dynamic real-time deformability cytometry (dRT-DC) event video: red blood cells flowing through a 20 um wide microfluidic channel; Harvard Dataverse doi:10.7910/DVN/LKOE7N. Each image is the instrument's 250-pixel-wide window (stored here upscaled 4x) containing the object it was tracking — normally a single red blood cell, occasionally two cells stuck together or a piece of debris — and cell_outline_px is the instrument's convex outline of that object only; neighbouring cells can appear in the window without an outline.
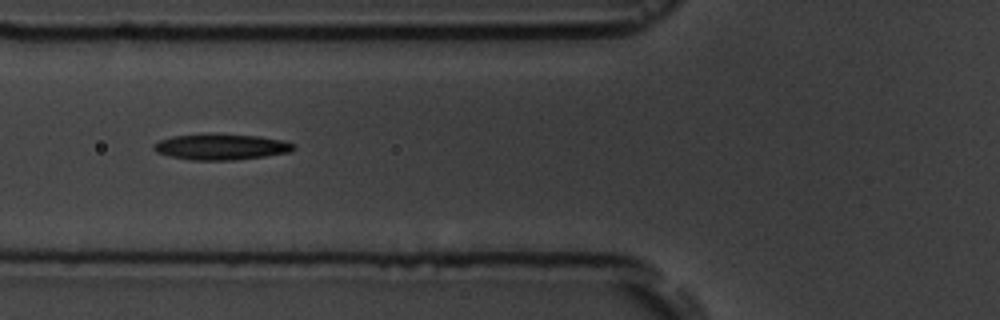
{"species": "common noctule bat (a hibernating species)", "species_latin": "Nyctalus noctula", "temperature_condition": "room temperature", "stored_images_in_passage": 17, "camera_frame_rate_fps": 3000, "um_per_image_px": 0.085, "animal": {"sex": "male", "body_mass_g": 19.5, "forearm_length_mm": 54.6}, "frame": {"image": 1, "passage_image": 8, "time_ms": 8.333, "image_size_px": [1000, 320], "cell_outline_px": [[296, 148], [292, 152], [236, 160], [192, 160], [172, 156], [156, 152], [152, 148], [152, 144], [160, 140], [172, 136], [208, 132], [260, 136], [284, 140], [296, 144]], "centroid_in_image_um": [18.82, 12.45], "position_along_channel_um": 107.0, "area_um2": 21.68}}
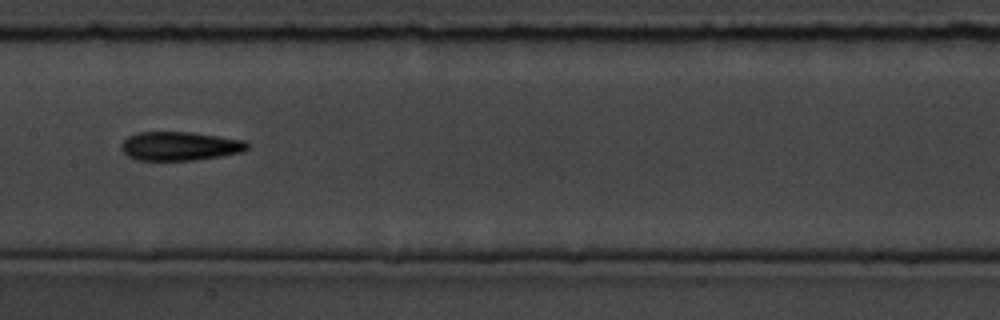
{"frame": {"image": 2, "passage_image": 10, "time_ms": 10.667, "image_size_px": [1000, 320], "cell_outline_px": [[248, 148], [244, 152], [196, 160], [136, 160], [128, 156], [120, 148], [120, 144], [128, 136], [140, 132], [192, 132], [244, 140], [248, 144]], "centroid_in_image_um": [15.28, 12.42], "position_along_channel_um": 192.1, "area_um2": 21.21}}
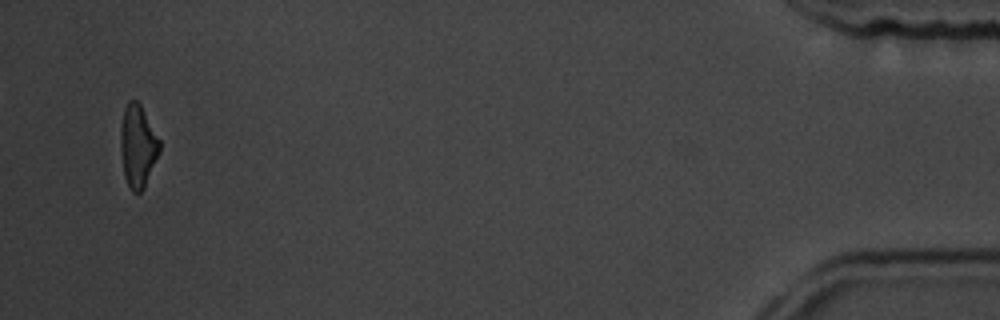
{"frame": {"image": 3, "passage_image": 17, "time_ms": 19.333, "image_size_px": [1000, 320], "cell_outline_px": [[160, 152], [144, 188], [140, 192], [132, 192], [128, 188], [124, 176], [120, 152], [120, 128], [124, 108], [128, 100], [136, 100], [140, 104], [160, 140]], "centroid_in_image_um": [11.69, 12.43], "position_along_channel_um": 423.5, "area_um2": 18.96}, "authors_computed_cell_mechanics": {"area_um2": 20.1144, "velocity_mm_per_s": 3.6413, "shape_relaxation_time_tau1_ms": 4.9391, "shape_relaxation_time_tau2_ms": 5.3615, "deformation_change_tau1": 0.1315, "deformation_change_tau2": 0.1489}}